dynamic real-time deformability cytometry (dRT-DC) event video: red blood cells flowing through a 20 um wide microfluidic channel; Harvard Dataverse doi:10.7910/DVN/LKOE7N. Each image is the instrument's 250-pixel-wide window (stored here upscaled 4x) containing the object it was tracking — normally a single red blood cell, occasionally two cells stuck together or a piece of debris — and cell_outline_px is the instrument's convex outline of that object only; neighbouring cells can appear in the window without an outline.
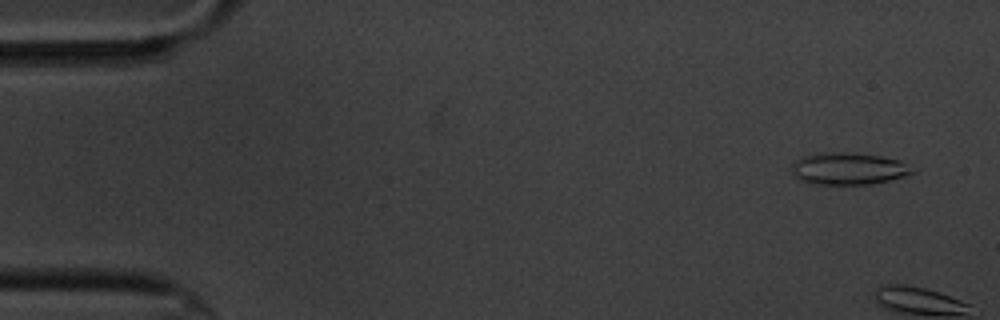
{"species": "common noctule bat (a hibernating species)", "species_latin": "Nyctalus noctula", "temperature_condition": "cold", "stored_images_in_passage": 6, "camera_frame_rate_fps": 3000, "um_per_image_px": 0.085, "animal": {"sex": "male", "body_mass_g": 20.1, "forearm_length_mm": 53.5}, "frame": {"image": 1, "passage_image": 1, "time_ms": 0.0, "image_size_px": [1000, 320], "cell_outline_px": [[916, 172], [904, 176], [872, 184], [808, 184], [796, 180], [792, 176], [792, 164], [796, 160], [804, 156], [820, 152], [852, 152], [880, 156], [900, 160]], "centroid_in_image_um": [72.04, 14.34], "position_along_channel_um": 13.0, "area_um2": 22.77}}
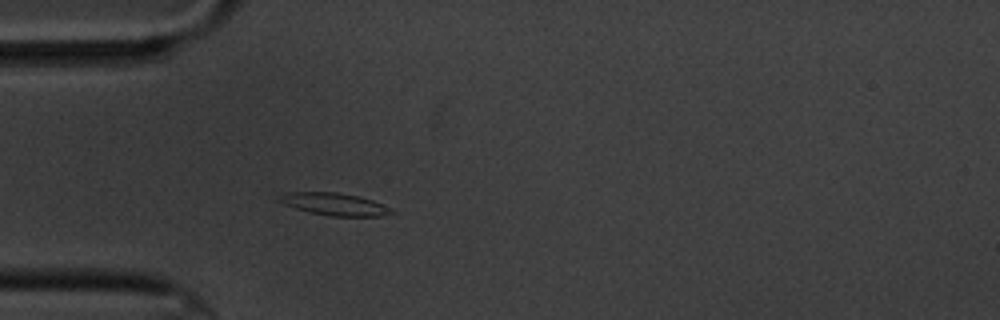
{"frame": {"image": 2, "passage_image": 6, "time_ms": 5.667, "image_size_px": [1000, 320], "cell_outline_px": [[400, 212], [384, 216], [332, 216], [308, 212], [284, 204], [276, 200], [276, 196], [284, 192], [336, 192], [356, 196], [372, 200], [392, 208]], "centroid_in_image_um": [28.44, 17.36], "position_along_channel_um": 56.6, "area_um2": 14.85}}